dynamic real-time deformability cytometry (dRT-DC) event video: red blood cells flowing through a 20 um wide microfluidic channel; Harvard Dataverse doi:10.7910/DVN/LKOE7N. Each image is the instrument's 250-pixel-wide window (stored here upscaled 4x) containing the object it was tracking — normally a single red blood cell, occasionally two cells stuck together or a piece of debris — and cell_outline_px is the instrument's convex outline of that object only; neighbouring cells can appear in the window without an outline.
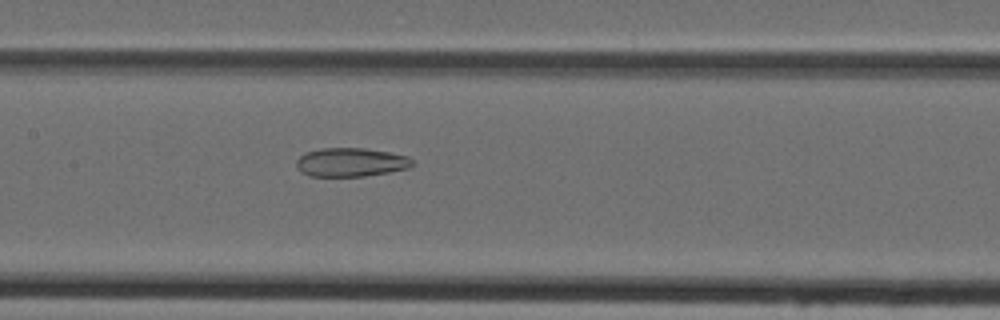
{"species": "Egyptian fruit bat (a non-hibernating species)", "species_latin": "Rousettus aegyptiacus", "temperature_condition": "cold", "stored_images_in_passage": 33, "camera_frame_rate_fps": 3000, "um_per_image_px": 0.085, "animal": {"sex": "female"}, "frame": {"image": 1, "passage_image": 15, "time_ms": 4.667, "image_size_px": [1000, 320], "cell_outline_px": [[416, 164], [408, 168], [388, 172], [364, 176], [308, 176], [300, 172], [296, 164], [296, 160], [304, 152], [320, 148], [364, 148], [388, 152], [408, 156]], "centroid_in_image_um": [29.8, 13.79], "position_along_channel_um": 177.6, "area_um2": 19.54}}
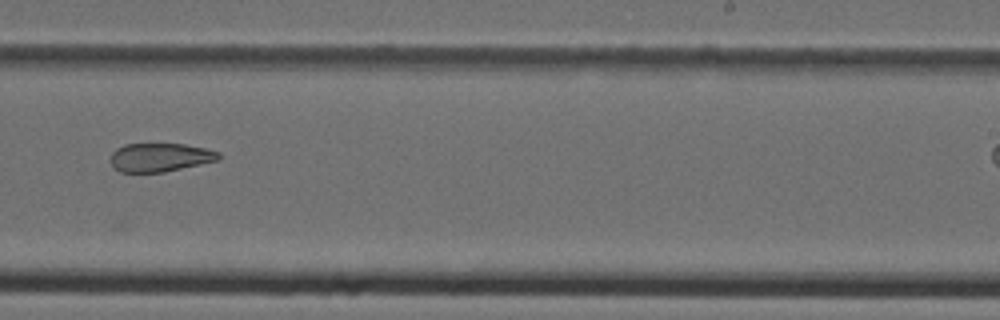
{"frame": {"image": 2, "passage_image": 22, "time_ms": 7.0, "image_size_px": [1000, 320], "cell_outline_px": [[220, 160], [164, 172], [120, 172], [112, 164], [112, 152], [116, 148], [124, 144], [184, 144], [204, 148], [220, 152]], "centroid_in_image_um": [13.63, 13.37], "position_along_channel_um": 275.4, "area_um2": 17.92}}
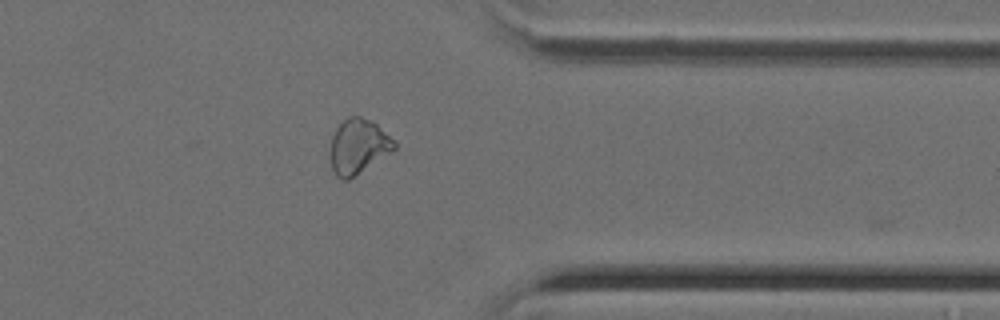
{"frame": {"image": 3, "passage_image": 30, "time_ms": 9.667, "image_size_px": [1000, 320], "cell_outline_px": [[396, 148], [348, 180], [340, 180], [336, 176], [332, 168], [332, 136], [336, 128], [348, 116], [360, 116], [372, 120], [396, 144]], "centroid_in_image_um": [30.43, 12.44], "position_along_channel_um": 381.0, "area_um2": 19.83}}